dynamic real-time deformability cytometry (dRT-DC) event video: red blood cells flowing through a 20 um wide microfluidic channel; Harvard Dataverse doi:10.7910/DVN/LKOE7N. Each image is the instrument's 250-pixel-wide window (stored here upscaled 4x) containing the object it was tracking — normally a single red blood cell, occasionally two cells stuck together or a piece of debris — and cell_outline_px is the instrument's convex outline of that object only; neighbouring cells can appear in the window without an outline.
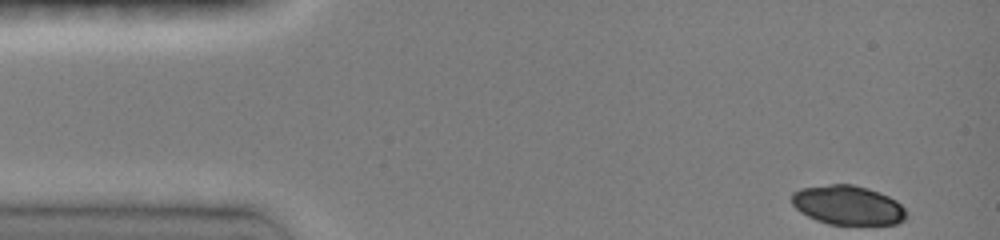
{"species": "common noctule bat (a hibernating species)", "species_latin": "Nyctalus noctula", "temperature_condition": "room temperature", "stored_images_in_passage": 8, "camera_frame_rate_fps": 3000, "um_per_image_px": 0.085, "animal": {"sex": "female", "body_mass_g": 19.0, "forearm_length_mm": 51.5}, "frame": {"image": 1, "passage_image": 1, "time_ms": 0.0, "image_size_px": [1000, 240], "cell_outline_px": [[908, 216], [904, 220], [896, 224], [828, 224], [816, 220], [800, 212], [792, 204], [792, 192], [800, 188], [832, 184], [852, 184], [868, 188], [888, 196], [896, 200], [904, 208]], "centroid_in_image_um": [72.06, 17.44], "position_along_channel_um": 12.9, "area_um2": 26.24}}
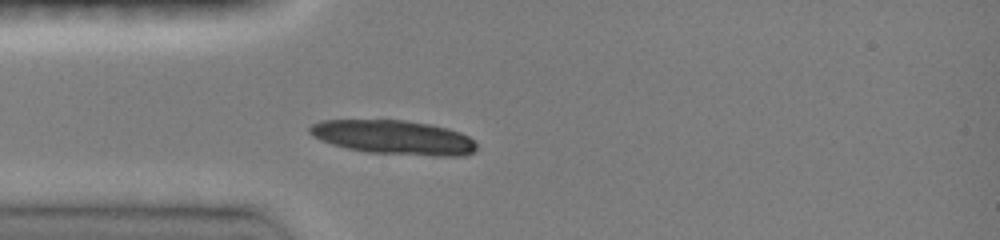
{"frame": {"image": 2, "passage_image": 6, "time_ms": 3.333, "image_size_px": [1000, 240], "cell_outline_px": [[476, 152], [464, 156], [436, 156], [368, 152], [348, 148], [332, 144], [320, 140], [312, 136], [308, 132], [308, 128], [312, 124], [320, 120], [404, 120], [428, 124], [448, 128], [460, 132], [468, 136], [476, 144]], "centroid_in_image_um": [33.47, 11.67], "position_along_channel_um": 51.5, "area_um2": 33.29}}